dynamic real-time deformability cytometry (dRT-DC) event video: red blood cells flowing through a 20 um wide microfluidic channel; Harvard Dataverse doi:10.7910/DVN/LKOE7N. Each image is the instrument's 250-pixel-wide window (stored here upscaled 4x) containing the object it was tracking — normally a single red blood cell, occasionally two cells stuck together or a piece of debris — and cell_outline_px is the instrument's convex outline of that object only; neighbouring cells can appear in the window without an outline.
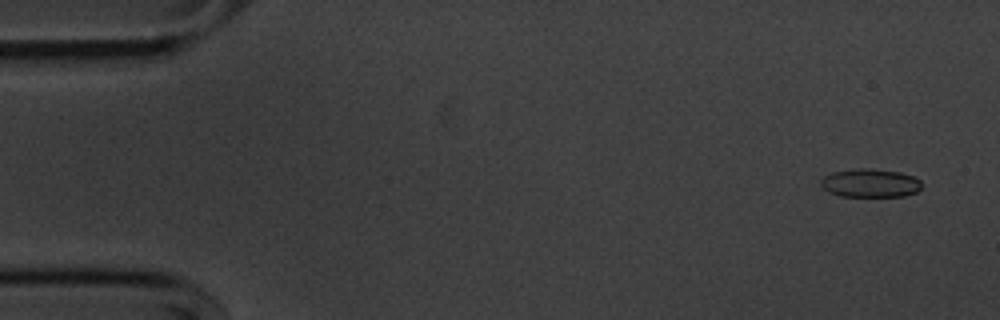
{"species": "common noctule bat (a hibernating species)", "species_latin": "Nyctalus noctula", "temperature_condition": "cold", "stored_images_in_passage": 16, "camera_frame_rate_fps": 3000, "um_per_image_px": 0.085, "animal": {"sex": "male", "body_mass_g": 20.1, "forearm_length_mm": 53.5}, "frame": {"image": 1, "passage_image": 3, "time_ms": 0.667, "image_size_px": [1000, 320], "cell_outline_px": [[920, 188], [916, 192], [904, 196], [840, 196], [828, 192], [820, 184], [820, 180], [824, 176], [832, 172], [856, 168], [868, 168], [900, 172], [912, 176], [920, 180]], "centroid_in_image_um": [73.93, 15.55], "position_along_channel_um": 11.1, "area_um2": 16.7}}
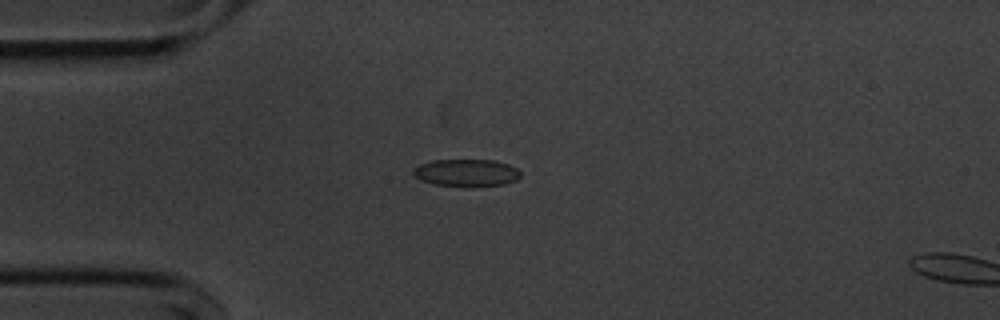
{"frame": {"image": 2, "passage_image": 14, "time_ms": 4.333, "image_size_px": [1000, 320], "cell_outline_px": [[520, 176], [516, 180], [504, 184], [472, 188], [432, 184], [420, 180], [412, 176], [412, 168], [420, 164], [432, 160], [492, 160], [508, 164], [516, 168], [520, 172]], "centroid_in_image_um": [39.59, 14.71], "position_along_channel_um": 45.4, "area_um2": 17.51}}